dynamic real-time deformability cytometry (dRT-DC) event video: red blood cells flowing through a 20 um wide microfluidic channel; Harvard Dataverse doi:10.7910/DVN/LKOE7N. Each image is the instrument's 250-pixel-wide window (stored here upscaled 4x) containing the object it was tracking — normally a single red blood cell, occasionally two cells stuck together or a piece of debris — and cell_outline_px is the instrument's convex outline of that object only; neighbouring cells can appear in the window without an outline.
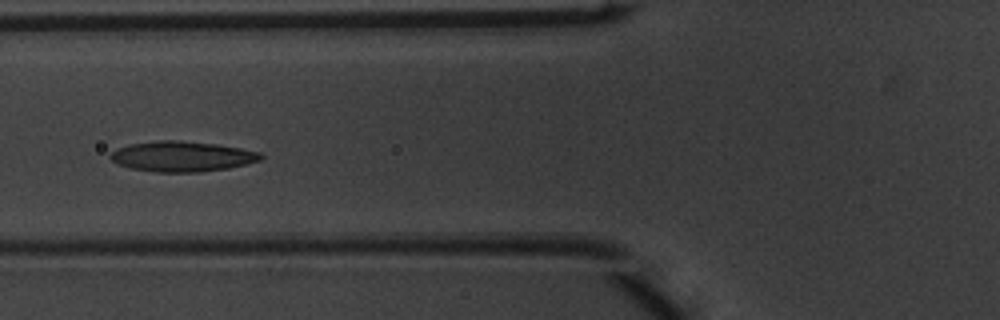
{"species": "common noctule bat (a hibernating species)", "species_latin": "Nyctalus noctula", "temperature_condition": "warm", "stored_images_in_passage": 45, "camera_frame_rate_fps": 3000, "um_per_image_px": 0.085, "animal": {"sex": "male", "body_mass_g": 20.1, "forearm_length_mm": 53.5}, "frame": {"image": 1, "passage_image": 20, "time_ms": 6.333, "image_size_px": [1000, 320], "cell_outline_px": [[264, 156], [260, 160], [228, 168], [200, 172], [156, 172], [132, 168], [116, 164], [108, 156], [116, 148], [132, 144], [156, 140], [176, 140], [216, 144], [240, 148], [260, 152]], "centroid_in_image_um": [15.45, 13.29], "position_along_channel_um": 110.4, "area_um2": 26.47}}
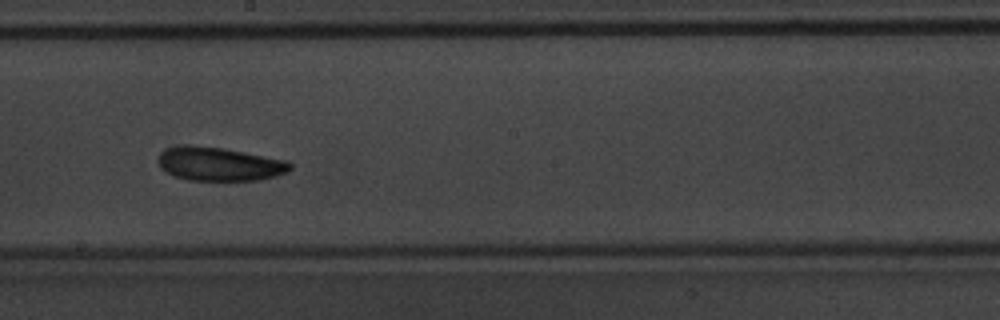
{"frame": {"image": 2, "passage_image": 29, "time_ms": 9.333, "image_size_px": [1000, 320], "cell_outline_px": [[292, 168], [288, 172], [276, 176], [260, 180], [188, 180], [176, 176], [168, 172], [160, 164], [160, 152], [168, 148], [184, 144], [188, 144], [220, 148], [244, 152], [288, 160], [292, 164]], "centroid_in_image_um": [18.71, 13.94], "position_along_channel_um": 229.5, "area_um2": 25.66}}
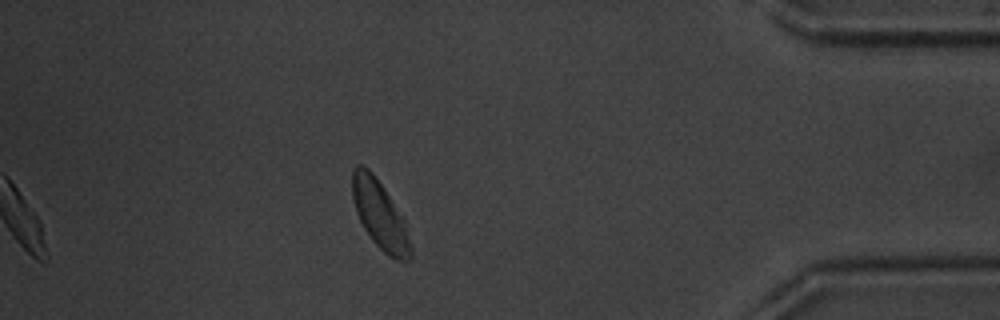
{"frame": {"image": 3, "passage_image": 45, "time_ms": 14.667, "image_size_px": [1000, 320], "cell_outline_px": [[412, 260], [396, 260], [388, 256], [372, 240], [364, 228], [356, 212], [352, 196], [352, 168], [356, 164], [360, 164], [368, 168], [372, 172], [384, 188], [404, 220], [412, 244]], "centroid_in_image_um": [32.3, 18.27], "position_along_channel_um": 402.9, "area_um2": 23.24}, "authors_computed_cell_mechanics": {"area_um2": 24.7962, "velocity_mm_per_s": 3.9693, "shape_relaxation_time_tau1_ms": 5.5035, "shape_relaxation_time_tau2_ms": 4.1953, "deformation_change_tau1": 0.1794, "deformation_change_tau2": 0.1036}}